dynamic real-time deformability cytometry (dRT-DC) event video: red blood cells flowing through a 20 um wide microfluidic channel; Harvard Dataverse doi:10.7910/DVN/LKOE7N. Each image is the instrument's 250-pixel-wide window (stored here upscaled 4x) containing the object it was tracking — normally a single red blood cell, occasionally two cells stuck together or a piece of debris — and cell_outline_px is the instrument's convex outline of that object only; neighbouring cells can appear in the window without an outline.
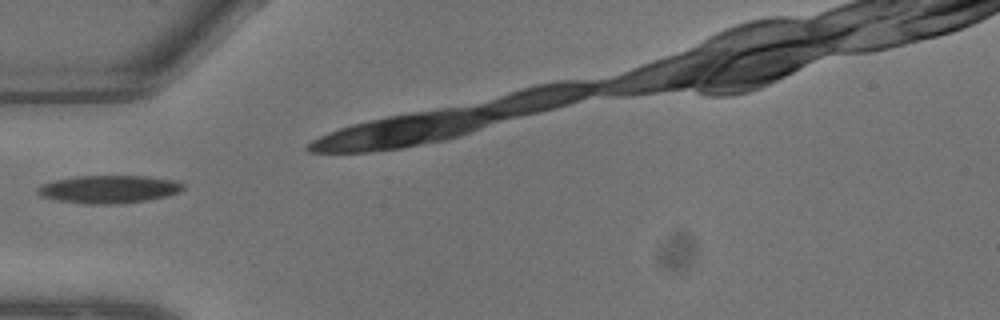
{"species": "common noctule bat (a hibernating species)", "species_latin": "Nyctalus noctula", "temperature_condition": "warm", "stored_images_in_passage": 4, "camera_frame_rate_fps": 3000, "um_per_image_px": 0.085, "animal": {"sex": "male", "body_mass_g": 13.3}, "frame": {"image": 1, "passage_image": 1, "time_ms": 0.0, "image_size_px": [1000, 320], "cell_outline_px": [[184, 188], [168, 196], [148, 200], [116, 204], [88, 204], [60, 200], [40, 196], [36, 192], [36, 188], [40, 184], [56, 180], [76, 176], [148, 176], [172, 180], [184, 184]], "centroid_in_image_um": [9.23, 16.08], "position_along_channel_um": 75.8, "area_um2": 23.52}}